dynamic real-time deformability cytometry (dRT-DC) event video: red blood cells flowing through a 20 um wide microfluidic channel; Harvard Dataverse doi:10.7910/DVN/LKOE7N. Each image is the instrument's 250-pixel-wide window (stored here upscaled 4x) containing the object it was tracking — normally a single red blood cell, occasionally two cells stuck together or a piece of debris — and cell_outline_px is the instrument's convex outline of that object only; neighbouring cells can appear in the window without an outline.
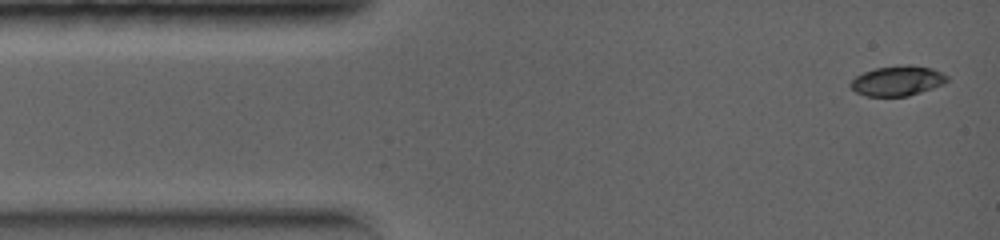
{"species": "common noctule bat (a hibernating species)", "species_latin": "Nyctalus noctula", "temperature_condition": "warm", "stored_images_in_passage": 41, "camera_frame_rate_fps": 5000, "um_per_image_px": 0.085, "animal": {"sex": "female", "body_mass_g": 19.0, "forearm_length_mm": 56.7}, "frame": {"image": 1, "passage_image": 1, "time_ms": 0.0, "image_size_px": [1000, 240], "cell_outline_px": [[948, 80], [944, 84], [908, 96], [868, 96], [856, 92], [848, 84], [856, 76], [864, 72], [876, 68], [908, 64], [932, 68], [948, 76]], "centroid_in_image_um": [76.29, 6.86], "position_along_channel_um": 8.7, "area_um2": 16.76}}
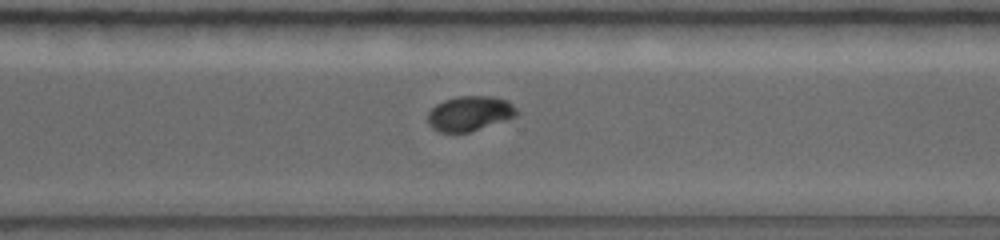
{"frame": {"image": 2, "passage_image": 26, "time_ms": 6.2, "image_size_px": [1000, 240], "cell_outline_px": [[520, 112], [516, 116], [468, 132], [440, 132], [432, 128], [428, 124], [428, 112], [436, 104], [444, 100], [460, 96], [492, 96], [508, 100]], "centroid_in_image_um": [39.92, 9.63], "position_along_channel_um": 330.7, "area_um2": 17.98}}
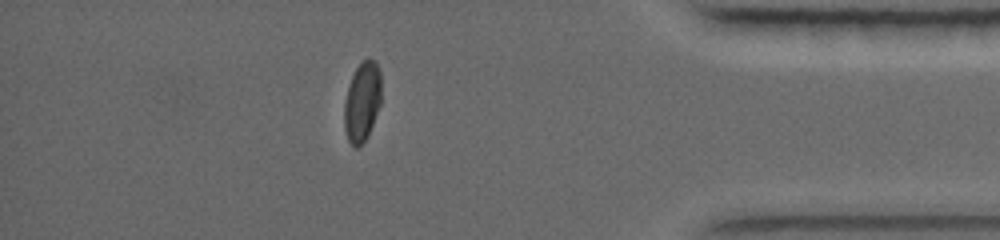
{"frame": {"image": 3, "passage_image": 33, "time_ms": 7.8, "image_size_px": [1000, 240], "cell_outline_px": [[380, 104], [368, 136], [356, 148], [348, 140], [344, 128], [344, 104], [348, 88], [352, 76], [356, 68], [368, 56], [376, 60], [380, 72]], "centroid_in_image_um": [30.78, 8.62], "position_along_channel_um": 404.4, "area_um2": 17.05}}